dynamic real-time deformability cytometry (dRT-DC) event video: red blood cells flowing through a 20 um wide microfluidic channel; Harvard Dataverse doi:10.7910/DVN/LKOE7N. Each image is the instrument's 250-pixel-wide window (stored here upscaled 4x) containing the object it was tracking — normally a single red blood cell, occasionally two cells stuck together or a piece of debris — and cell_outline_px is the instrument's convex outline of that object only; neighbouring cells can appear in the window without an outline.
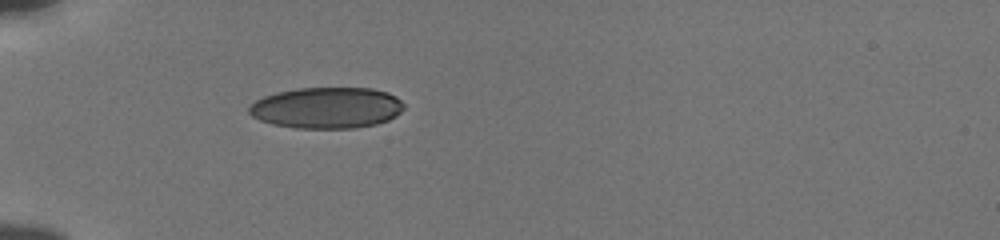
{"species": "human", "species_latin": "Homo sapiens", "temperature_condition": "cold", "stored_images_in_passage": 37, "camera_frame_rate_fps": 3000, "um_per_image_px": 0.085, "donor": {"sex": "male"}, "frame": {"image": 1, "passage_image": 1, "time_ms": 0.0, "image_size_px": [1000, 240], "cell_outline_px": [[404, 108], [396, 116], [388, 120], [376, 124], [356, 128], [296, 128], [272, 124], [260, 120], [252, 116], [248, 112], [248, 108], [256, 100], [264, 96], [276, 92], [296, 88], [372, 88], [388, 92], [396, 96], [404, 104]], "centroid_in_image_um": [27.78, 9.16], "position_along_channel_um": 57.2, "area_um2": 37.34}}
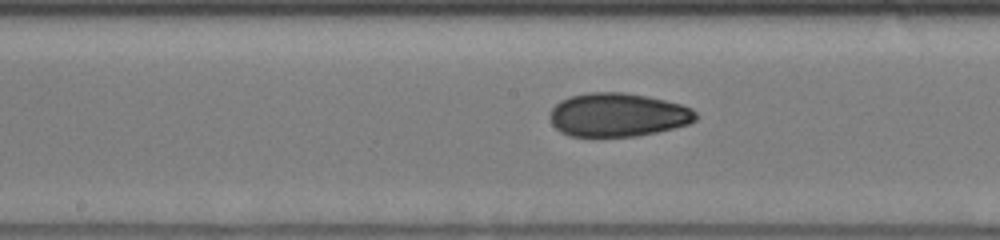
{"frame": {"image": 2, "passage_image": 13, "time_ms": 4.0, "image_size_px": [1000, 240], "cell_outline_px": [[696, 120], [688, 124], [656, 132], [636, 136], [568, 136], [560, 132], [552, 124], [548, 116], [552, 108], [560, 100], [572, 96], [588, 92], [624, 92], [648, 96], [680, 104], [692, 108], [696, 112]], "centroid_in_image_um": [52.49, 9.76], "position_along_channel_um": 195.7, "area_um2": 37.11}}
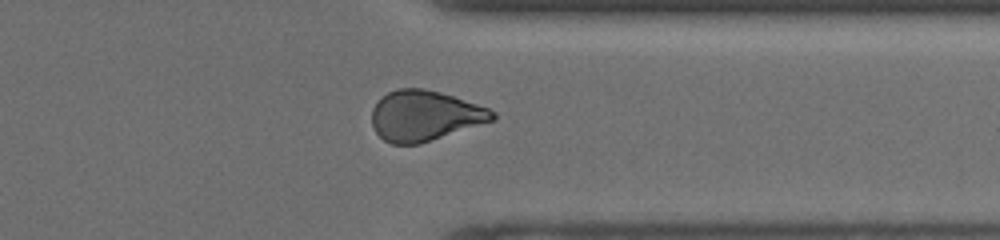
{"frame": {"image": 3, "passage_image": 27, "time_ms": 8.667, "image_size_px": [1000, 240], "cell_outline_px": [[496, 120], [420, 144], [392, 144], [384, 140], [376, 132], [372, 124], [372, 108], [388, 92], [400, 88], [424, 88], [440, 92], [488, 108], [496, 112]], "centroid_in_image_um": [36.12, 9.85], "position_along_channel_um": 375.3, "area_um2": 35.32}, "authors_computed_cell_mechanics": {"area_um2": 36.1828, "velocity_mm_per_s": 3.8609, "shape_relaxation_time_tau1_ms": 7.1426, "shape_relaxation_time_tau2_ms": 4.012, "deformation_change_tau1": 0.1521, "deformation_change_tau2": 0.0915}}